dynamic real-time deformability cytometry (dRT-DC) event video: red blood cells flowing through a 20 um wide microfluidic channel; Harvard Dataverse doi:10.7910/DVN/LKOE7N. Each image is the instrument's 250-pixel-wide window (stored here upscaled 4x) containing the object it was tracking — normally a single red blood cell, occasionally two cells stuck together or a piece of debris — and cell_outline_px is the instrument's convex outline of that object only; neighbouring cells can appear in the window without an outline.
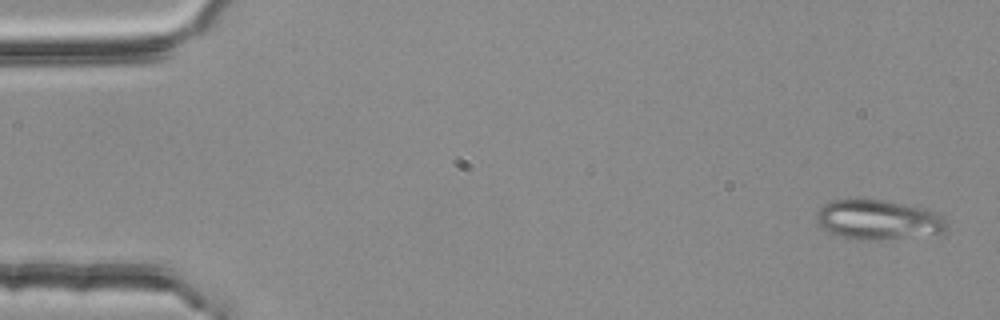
{"species": "common noctule bat (a hibernating species)", "species_latin": "Nyctalus noctula", "temperature_condition": "room temperature", "stored_images_in_passage": 54, "camera_frame_rate_fps": 3000, "um_per_image_px": 0.085, "animal": {"sex": "female", "body_mass_g": 25.1}, "frame": {"image": 1, "passage_image": 2, "time_ms": 0.333, "image_size_px": [1000, 320], "cell_outline_px": [[944, 232], [880, 240], [856, 240], [820, 228], [816, 224], [816, 212], [824, 204], [832, 200], [884, 200], [928, 208], [940, 212], [944, 220]], "centroid_in_image_um": [74.62, 18.66], "position_along_channel_um": 10.4, "area_um2": 30.0}}
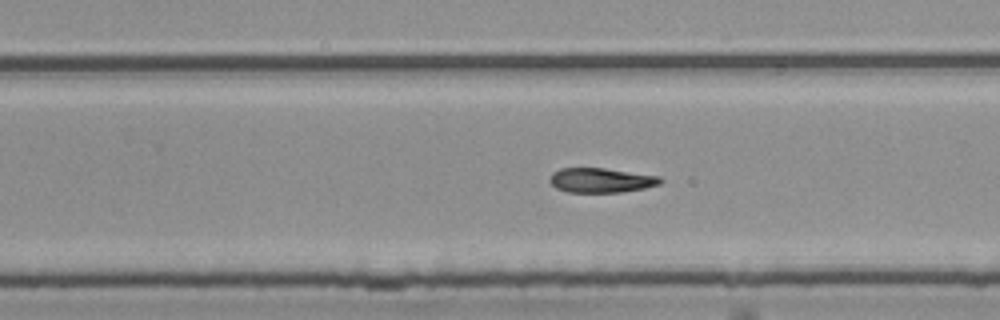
{"frame": {"image": 2, "passage_image": 34, "time_ms": 11.0, "image_size_px": [1000, 320], "cell_outline_px": [[664, 180], [660, 184], [644, 188], [620, 192], [568, 192], [556, 188], [548, 180], [552, 172], [560, 168], [604, 168], [660, 176]], "centroid_in_image_um": [51.08, 15.32], "position_along_channel_um": 278.7, "area_um2": 15.9}}
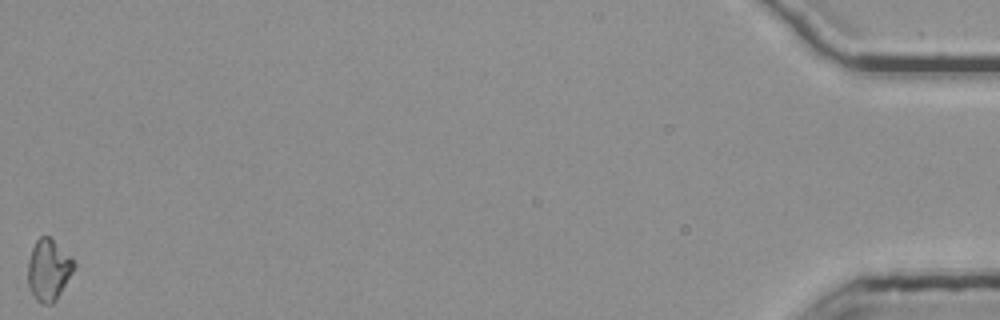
{"frame": {"image": 3, "passage_image": 54, "time_ms": 17.667, "image_size_px": [1000, 320], "cell_outline_px": [[76, 264], [72, 272], [56, 300], [52, 304], [44, 304], [36, 300], [28, 284], [28, 260], [32, 248], [36, 240], [40, 236], [48, 236]], "centroid_in_image_um": [4.09, 22.96], "position_along_channel_um": 431.1, "area_um2": 15.95}, "authors_computed_cell_mechanics": {"area_um2": 16.5886, "velocity_mm_per_s": 3.7974, "shape_relaxation_time_tau1_ms": 9.033, "shape_relaxation_time_tau2_ms": 8.017, "deformation_change_tau1": 0.1863, "deformation_change_tau2": 0.1532}}